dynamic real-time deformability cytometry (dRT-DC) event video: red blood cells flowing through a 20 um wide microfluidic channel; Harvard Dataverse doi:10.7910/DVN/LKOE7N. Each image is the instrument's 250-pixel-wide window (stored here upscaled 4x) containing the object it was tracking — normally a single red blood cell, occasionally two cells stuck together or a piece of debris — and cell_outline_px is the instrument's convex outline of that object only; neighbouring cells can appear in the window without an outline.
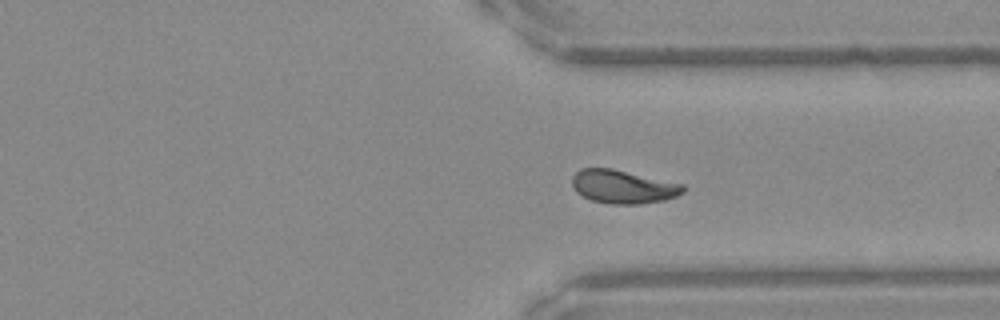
{"species": "Egyptian fruit bat (a non-hibernating species)", "species_latin": "Rousettus aegyptiacus", "temperature_condition": "warm", "stored_images_in_passage": 29, "camera_frame_rate_fps": 3000, "um_per_image_px": 0.085, "frame": {"image": 1, "passage_image": 25, "time_ms": 8.0, "image_size_px": [1000, 320], "cell_outline_px": [[688, 188], [684, 192], [676, 196], [664, 200], [640, 204], [612, 204], [592, 200], [576, 192], [572, 188], [572, 176], [580, 168], [612, 168], [684, 184]], "centroid_in_image_um": [52.97, 15.86], "position_along_channel_um": 358.4, "area_um2": 21.79}, "authors_computed_cell_mechanics": {"area_um2": 21.2704, "velocity_mm_per_s": 3.9617, "shape_relaxation_time_tau1_ms": 4.0131, "shape_relaxation_time_tau2_ms": 1.5903, "deformation_change_tau1": 0.1884, "deformation_change_tau2": 0.0845}}